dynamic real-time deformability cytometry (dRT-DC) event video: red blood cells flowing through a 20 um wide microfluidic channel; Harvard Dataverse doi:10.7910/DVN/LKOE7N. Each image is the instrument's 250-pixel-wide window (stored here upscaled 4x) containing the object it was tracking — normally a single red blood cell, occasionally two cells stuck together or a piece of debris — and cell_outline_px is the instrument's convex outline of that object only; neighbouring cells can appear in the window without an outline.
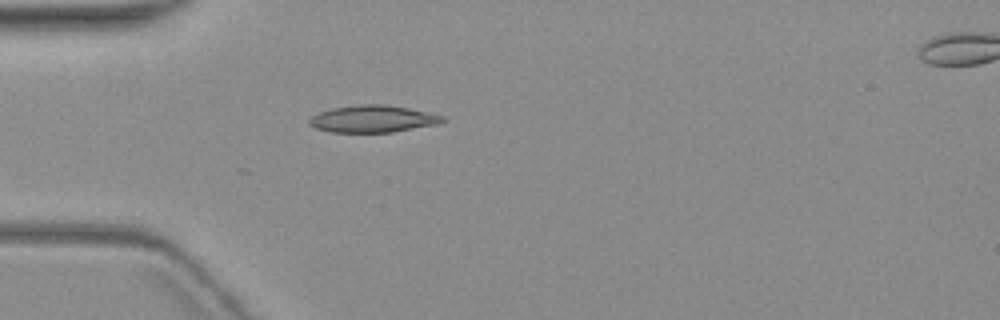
{"species": "common noctule bat (a hibernating species)", "species_latin": "Nyctalus noctula", "temperature_condition": "warm", "stored_images_in_passage": 5, "camera_frame_rate_fps": 3000, "um_per_image_px": 0.085, "animal": {"sex": "female", "body_mass_g": 19.3, "forearm_length_mm": 54.1}, "frame": {"image": 1, "passage_image": 4, "time_ms": 3.667, "image_size_px": [1000, 320], "cell_outline_px": [[448, 120], [436, 124], [392, 132], [328, 132], [316, 128], [308, 124], [308, 120], [312, 116], [320, 112], [332, 108], [360, 104], [384, 104], [408, 108], [444, 116]], "centroid_in_image_um": [31.67, 10.1], "position_along_channel_um": 53.3, "area_um2": 20.92}}